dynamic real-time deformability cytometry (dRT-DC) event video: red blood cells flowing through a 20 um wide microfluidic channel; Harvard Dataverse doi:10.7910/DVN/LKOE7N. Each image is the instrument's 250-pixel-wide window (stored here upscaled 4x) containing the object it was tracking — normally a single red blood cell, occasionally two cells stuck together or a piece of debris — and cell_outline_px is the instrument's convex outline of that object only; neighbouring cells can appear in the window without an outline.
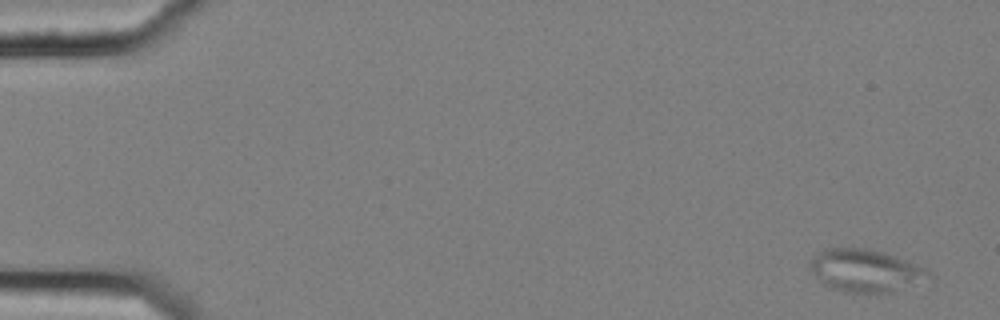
{"species": "common noctule bat (a hibernating species)", "species_latin": "Nyctalus noctula", "temperature_condition": "cold", "stored_images_in_passage": 5, "camera_frame_rate_fps": 3000, "um_per_image_px": 0.085, "animal": {"sex": "female", "body_mass_g": 25.1}, "frame": {"image": 1, "passage_image": 1, "time_ms": 0.0, "image_size_px": [1000, 320], "cell_outline_px": [[936, 276], [892, 292], [844, 292], [832, 288], [824, 284], [808, 268], [808, 264], [812, 256], [824, 248], [868, 248], [884, 252], [896, 256], [928, 268]], "centroid_in_image_um": [73.58, 22.98], "position_along_channel_um": 11.4, "area_um2": 29.71}}